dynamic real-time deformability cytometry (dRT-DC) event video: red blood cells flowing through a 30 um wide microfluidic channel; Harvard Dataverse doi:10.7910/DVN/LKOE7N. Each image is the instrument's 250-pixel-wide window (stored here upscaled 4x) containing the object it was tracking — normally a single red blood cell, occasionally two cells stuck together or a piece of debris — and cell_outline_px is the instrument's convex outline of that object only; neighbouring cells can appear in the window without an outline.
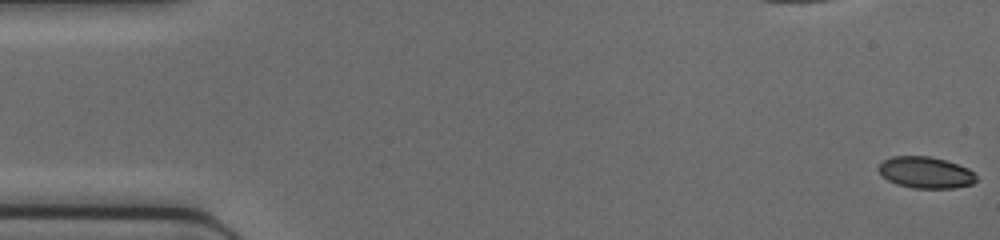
{"species": "common noctule bat (a hibernating species)", "species_latin": "Nyctalus noctula", "temperature_condition": "cold", "stored_images_in_passage": 46, "camera_frame_rate_fps": 3000, "um_per_image_px": 0.085, "animal": {"sex": "female", "body_mass_g": 17.0, "forearm_length_mm": 48.0}, "frame": {"image": 1, "passage_image": 1, "time_ms": 0.0, "image_size_px": [1000, 240], "cell_outline_px": [[976, 180], [972, 184], [952, 188], [912, 188], [896, 184], [888, 180], [876, 168], [884, 160], [892, 156], [928, 156], [944, 160], [968, 168], [976, 176]], "centroid_in_image_um": [78.65, 14.66], "position_along_channel_um": 6.3, "area_um2": 17.74}}
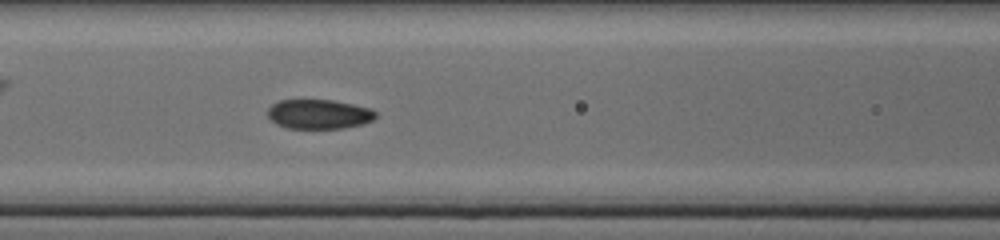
{"frame": {"image": 2, "passage_image": 20, "time_ms": 6.333, "image_size_px": [1000, 240], "cell_outline_px": [[376, 116], [372, 120], [364, 124], [344, 128], [288, 128], [276, 124], [268, 116], [268, 108], [272, 104], [280, 100], [332, 100], [372, 108], [376, 112]], "centroid_in_image_um": [27.12, 9.7], "position_along_channel_um": 139.5, "area_um2": 18.55}}
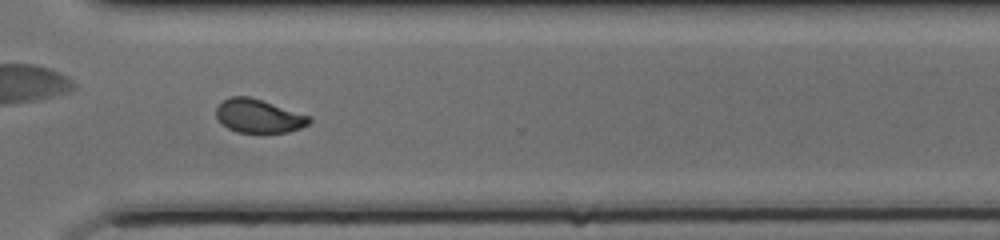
{"frame": {"image": 3, "passage_image": 34, "time_ms": 11.0, "image_size_px": [1000, 240], "cell_outline_px": [[312, 120], [308, 124], [300, 128], [288, 132], [236, 132], [220, 124], [216, 116], [216, 108], [224, 100], [232, 96], [248, 96], [308, 116]], "centroid_in_image_um": [21.93, 9.88], "position_along_channel_um": 348.7, "area_um2": 17.8}}